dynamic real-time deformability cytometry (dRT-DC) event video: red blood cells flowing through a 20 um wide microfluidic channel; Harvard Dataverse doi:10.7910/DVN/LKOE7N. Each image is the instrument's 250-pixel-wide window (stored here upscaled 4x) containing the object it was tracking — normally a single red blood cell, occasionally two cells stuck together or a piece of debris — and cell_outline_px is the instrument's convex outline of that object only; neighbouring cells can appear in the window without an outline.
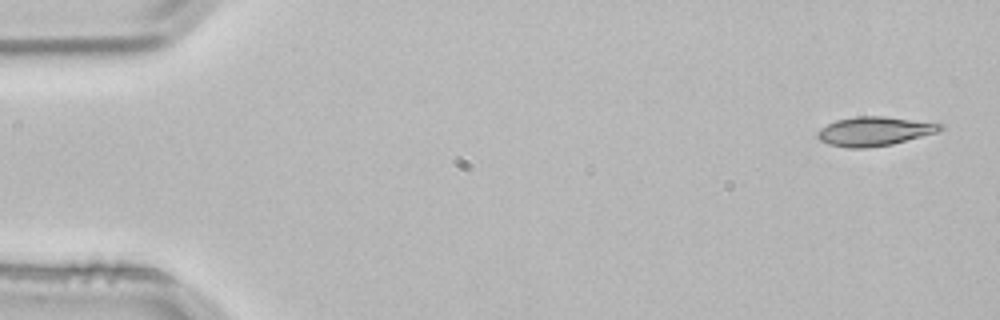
{"species": "common noctule bat (a hibernating species)", "species_latin": "Nyctalus noctula", "temperature_condition": "room temperature", "stored_images_in_passage": 2, "segment_of_instrument_passage": [2, 2], "camera_frame_rate_fps": 3000, "um_per_image_px": 0.085, "animal": {"sex": "male", "body_mass_g": 21.5, "forearm_length_mm": 52.0}, "frame": {"image": 1, "passage_image": 2, "time_ms": 0.333, "image_size_px": [1000, 320], "cell_outline_px": [[944, 128], [936, 132], [892, 144], [868, 148], [848, 148], [828, 144], [820, 140], [816, 136], [816, 132], [820, 128], [836, 120], [856, 116], [884, 116], [944, 124]], "centroid_in_image_um": [74.28, 11.16], "position_along_channel_um": 10.7, "area_um2": 20.75}}